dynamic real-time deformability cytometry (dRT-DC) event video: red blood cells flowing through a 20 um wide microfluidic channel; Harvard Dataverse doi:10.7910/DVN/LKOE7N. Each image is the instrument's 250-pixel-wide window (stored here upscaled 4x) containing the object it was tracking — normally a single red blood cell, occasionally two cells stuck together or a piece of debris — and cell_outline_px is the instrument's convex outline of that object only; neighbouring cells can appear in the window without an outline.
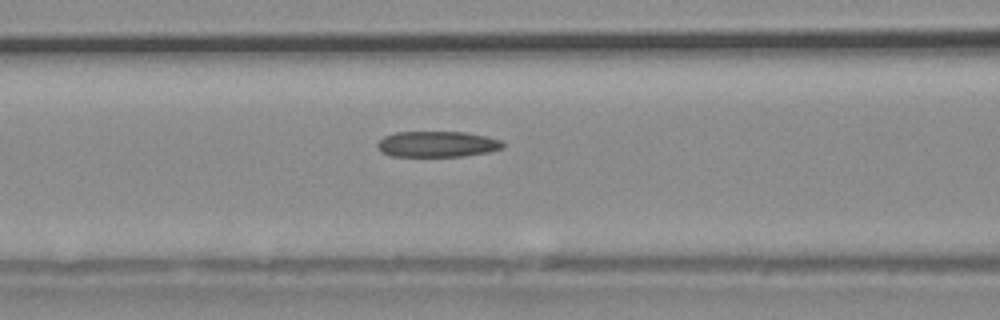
{"species": "common noctule bat (a hibernating species)", "species_latin": "Nyctalus noctula", "temperature_condition": "warm", "stored_images_in_passage": 26, "camera_frame_rate_fps": 3000, "um_per_image_px": 0.085, "animal": {"sex": "male", "body_mass_g": 20.4}, "frame": {"image": 1, "passage_image": 12, "time_ms": 3.667, "image_size_px": [1000, 320], "cell_outline_px": [[504, 148], [488, 152], [464, 156], [392, 156], [380, 152], [376, 144], [384, 136], [396, 132], [464, 132], [484, 136], [500, 140], [504, 144]], "centroid_in_image_um": [37.14, 12.25], "position_along_channel_um": 129.5, "area_um2": 18.84}}